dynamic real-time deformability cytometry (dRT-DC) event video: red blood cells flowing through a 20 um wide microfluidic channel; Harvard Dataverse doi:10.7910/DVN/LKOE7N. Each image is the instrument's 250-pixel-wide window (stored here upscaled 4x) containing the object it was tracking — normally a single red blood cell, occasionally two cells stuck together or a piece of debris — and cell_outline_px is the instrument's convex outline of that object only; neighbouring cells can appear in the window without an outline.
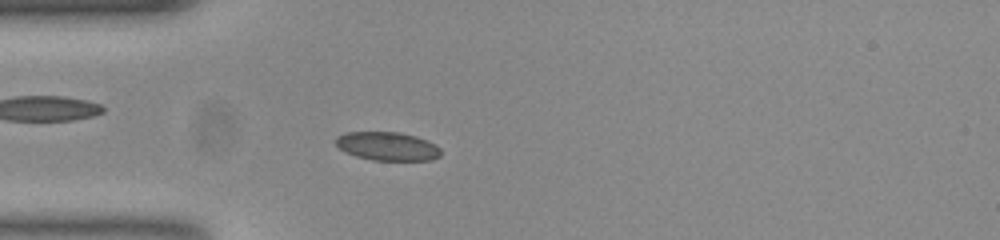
{"species": "common noctule bat (a hibernating species)", "species_latin": "Nyctalus noctula", "temperature_condition": "room temperature", "stored_images_in_passage": 51, "camera_frame_rate_fps": 3000, "um_per_image_px": 0.085, "animal": {"sex": "female", "body_mass_g": 23.0, "forearm_length_mm": 53.4}, "frame": {"image": 1, "passage_image": 12, "time_ms": 3.667, "image_size_px": [1000, 240], "cell_outline_px": [[440, 156], [432, 160], [372, 160], [356, 156], [344, 152], [336, 144], [336, 136], [344, 132], [400, 132], [416, 136], [428, 140], [436, 144], [440, 148]], "centroid_in_image_um": [32.94, 12.42], "position_along_channel_um": 52.1, "area_um2": 17.63}}
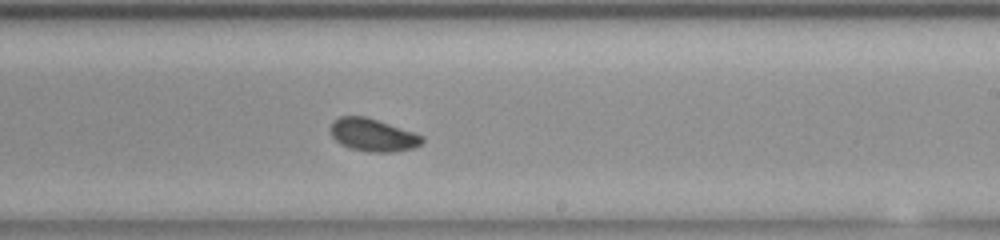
{"frame": {"image": 2, "passage_image": 29, "time_ms": 9.333, "image_size_px": [1000, 240], "cell_outline_px": [[424, 140], [416, 148], [392, 152], [372, 152], [348, 148], [340, 144], [332, 136], [332, 120], [340, 116], [364, 116], [424, 136]], "centroid_in_image_um": [31.69, 11.49], "position_along_channel_um": 257.3, "area_um2": 17.28}}
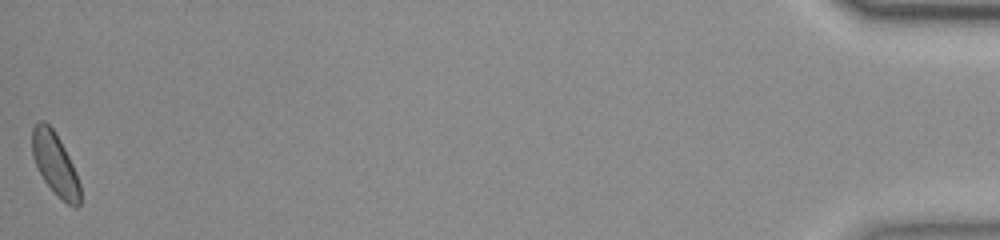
{"frame": {"image": 3, "passage_image": 51, "time_ms": 16.667, "image_size_px": [1000, 240], "cell_outline_px": [[80, 204], [76, 208], [68, 204], [44, 180], [32, 156], [32, 128], [36, 120], [44, 120], [56, 132], [76, 172], [80, 184]], "centroid_in_image_um": [4.67, 13.87], "position_along_channel_um": 430.5, "area_um2": 17.17}, "authors_computed_cell_mechanics": {"area_um2": 17.3978, "velocity_mm_per_s": 3.7611, "shape_relaxation_time_tau1_ms": 5.0758, "shape_relaxation_time_tau2_ms": null, "deformation_change_tau1": 0.1292, "deformation_change_tau2": null}}